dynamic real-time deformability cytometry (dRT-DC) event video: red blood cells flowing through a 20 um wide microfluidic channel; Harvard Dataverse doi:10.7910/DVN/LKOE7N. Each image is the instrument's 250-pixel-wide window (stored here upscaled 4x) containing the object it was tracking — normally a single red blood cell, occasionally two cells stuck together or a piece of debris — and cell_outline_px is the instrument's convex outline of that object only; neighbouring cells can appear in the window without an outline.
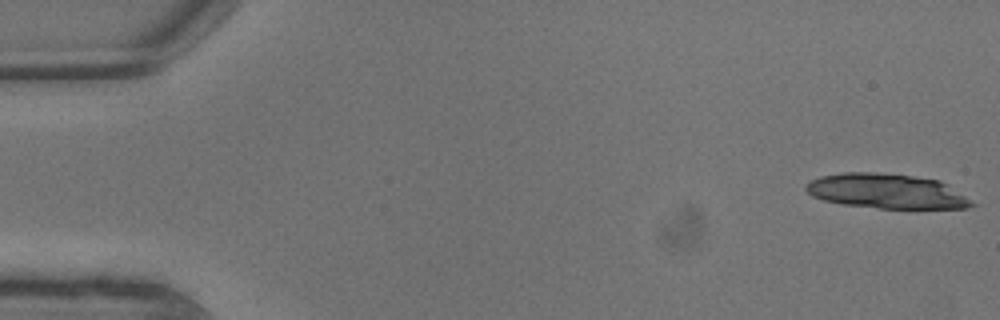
{"species": "common noctule bat (a hibernating species)", "species_latin": "Nyctalus noctula", "temperature_condition": "warm", "stored_images_in_passage": 10, "camera_frame_rate_fps": 3000, "um_per_image_px": 0.085, "animal": {"sex": "male", "body_mass_g": 13.3}, "frame": {"image": 1, "passage_image": 1, "time_ms": 0.0, "image_size_px": [1000, 320], "cell_outline_px": [[976, 204], [968, 208], [880, 208], [840, 204], [824, 200], [812, 196], [804, 188], [812, 180], [820, 176], [844, 172], [876, 172], [912, 176], [940, 180], [948, 184]], "centroid_in_image_um": [75.35, 16.25], "position_along_channel_um": 9.6, "area_um2": 33.41}}
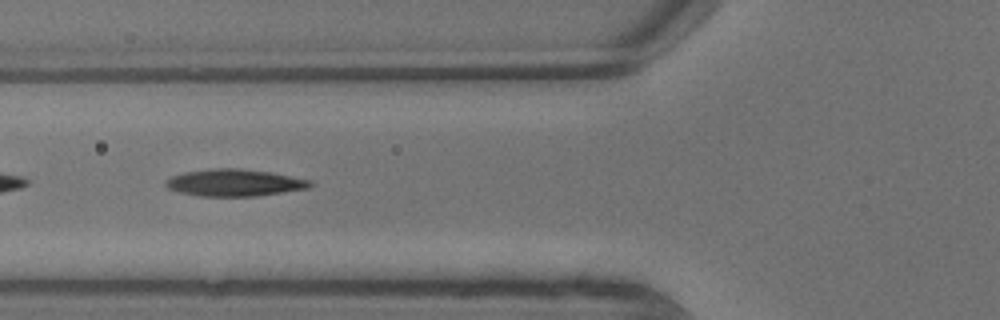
{"frame": {"image": 2, "passage_image": 8, "time_ms": 2.333, "image_size_px": [1000, 320], "cell_outline_px": [[312, 184], [308, 188], [256, 196], [196, 196], [180, 192], [168, 188], [164, 184], [164, 180], [172, 176], [184, 172], [212, 168], [240, 168], [272, 172], [312, 180]], "centroid_in_image_um": [19.91, 15.52], "position_along_channel_um": 105.9, "area_um2": 22.83}}
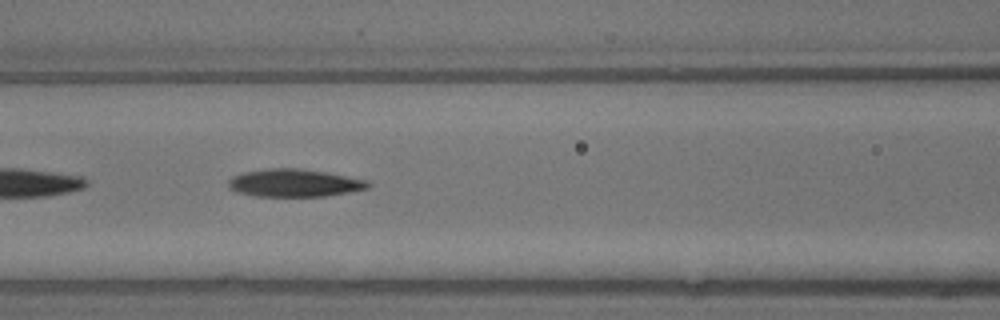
{"frame": {"image": 3, "passage_image": 9, "time_ms": 2.667, "image_size_px": [1000, 320], "cell_outline_px": [[372, 184], [368, 188], [348, 192], [324, 196], [256, 196], [236, 192], [228, 188], [228, 180], [232, 176], [244, 172], [268, 168], [300, 168], [324, 172], [368, 180]], "centroid_in_image_um": [24.99, 15.55], "position_along_channel_um": 141.6, "area_um2": 22.54}}